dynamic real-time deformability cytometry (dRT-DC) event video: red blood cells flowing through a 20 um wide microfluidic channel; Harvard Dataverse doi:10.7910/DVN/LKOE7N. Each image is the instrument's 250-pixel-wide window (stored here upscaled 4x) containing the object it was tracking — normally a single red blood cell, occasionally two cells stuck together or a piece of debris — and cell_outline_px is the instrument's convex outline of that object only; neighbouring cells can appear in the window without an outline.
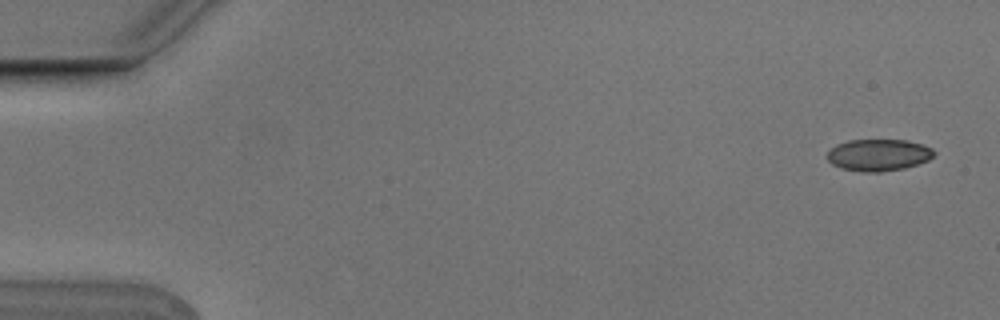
{"species": "Egyptian fruit bat (a non-hibernating species)", "species_latin": "Rousettus aegyptiacus", "temperature_condition": "cold", "stored_images_in_passage": 5, "camera_frame_rate_fps": 3000, "um_per_image_px": 0.085, "animal": {"sex": "male"}, "frame": {"image": 1, "passage_image": 1, "time_ms": 0.0, "image_size_px": [1000, 320], "cell_outline_px": [[936, 152], [928, 160], [904, 168], [880, 172], [860, 172], [840, 168], [832, 164], [828, 160], [828, 152], [836, 144], [848, 140], [908, 140], [924, 144], [932, 148]], "centroid_in_image_um": [74.68, 13.17], "position_along_channel_um": 10.3, "area_um2": 19.88}}
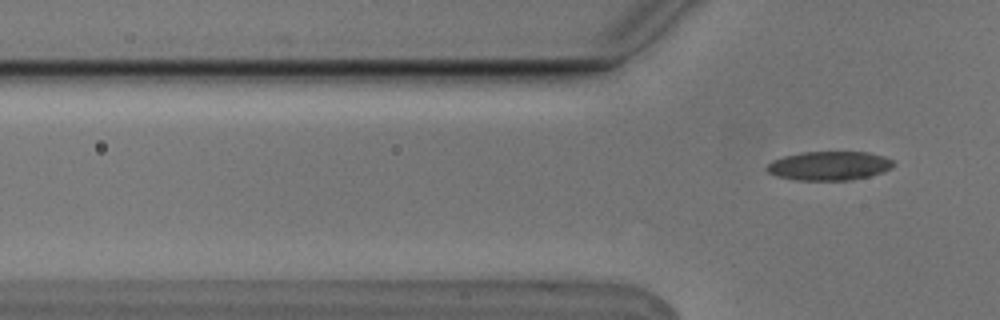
{"frame": {"image": 2, "passage_image": 5, "time_ms": 1.333, "image_size_px": [1000, 320], "cell_outline_px": [[896, 164], [892, 168], [868, 176], [852, 180], [796, 180], [776, 176], [768, 172], [764, 168], [772, 160], [784, 156], [800, 152], [868, 152], [884, 156], [892, 160]], "centroid_in_image_um": [70.46, 14.09], "position_along_channel_um": 55.3, "area_um2": 21.44}}